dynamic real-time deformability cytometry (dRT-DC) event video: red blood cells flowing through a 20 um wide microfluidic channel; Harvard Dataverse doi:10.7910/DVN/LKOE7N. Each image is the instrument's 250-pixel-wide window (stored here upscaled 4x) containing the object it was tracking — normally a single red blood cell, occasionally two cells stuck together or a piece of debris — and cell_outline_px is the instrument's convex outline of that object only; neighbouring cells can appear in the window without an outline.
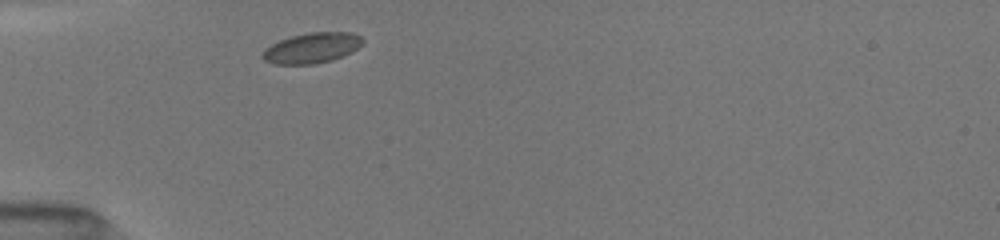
{"species": "common noctule bat (a hibernating species)", "species_latin": "Nyctalus noctula", "temperature_condition": "room temperature", "stored_images_in_passage": 1, "camera_frame_rate_fps": 3000, "um_per_image_px": 0.085, "animal": {"sex": "female", "body_mass_g": 19.5, "forearm_length_mm": 54.1}, "frame": {"image": 1, "passage_image": 1, "time_ms": 0.0, "image_size_px": [1000, 240], "cell_outline_px": [[364, 44], [352, 52], [332, 60], [312, 64], [272, 64], [264, 60], [260, 56], [260, 52], [264, 48], [280, 40], [292, 36], [308, 32], [352, 32], [360, 36], [364, 40]], "centroid_in_image_um": [26.5, 4.07], "position_along_channel_um": 58.5, "area_um2": 17.98}}